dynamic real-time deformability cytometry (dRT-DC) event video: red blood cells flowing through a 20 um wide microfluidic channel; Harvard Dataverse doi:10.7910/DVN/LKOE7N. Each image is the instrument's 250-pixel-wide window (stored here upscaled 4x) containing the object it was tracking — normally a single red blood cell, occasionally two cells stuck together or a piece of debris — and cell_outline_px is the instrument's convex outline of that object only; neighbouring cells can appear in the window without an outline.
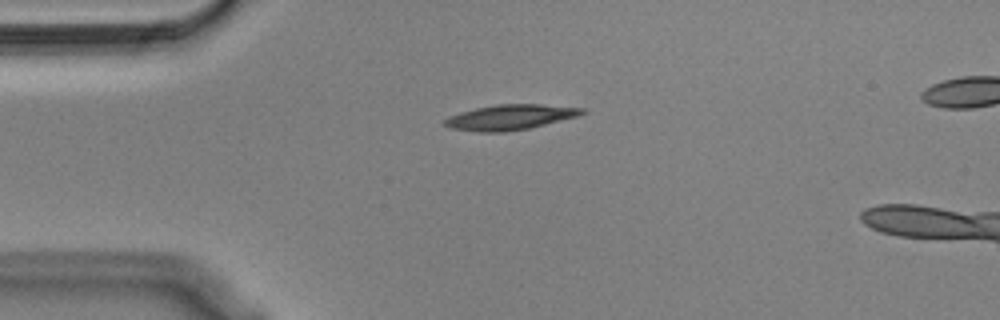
{"species": "Egyptian fruit bat (a non-hibernating species)", "species_latin": "Rousettus aegyptiacus", "temperature_condition": "cold", "stored_images_in_passage": 42, "camera_frame_rate_fps": 3000, "um_per_image_px": 0.085, "animal": {"sex": "male"}, "frame": {"image": 1, "passage_image": 1, "time_ms": 0.0, "image_size_px": [1000, 320], "cell_outline_px": [[588, 112], [576, 116], [528, 128], [504, 132], [476, 132], [448, 128], [444, 124], [444, 120], [448, 116], [460, 112], [476, 108], [496, 104], [540, 104], [584, 108]], "centroid_in_image_um": [43.31, 9.96], "position_along_channel_um": 41.7, "area_um2": 20.11}}
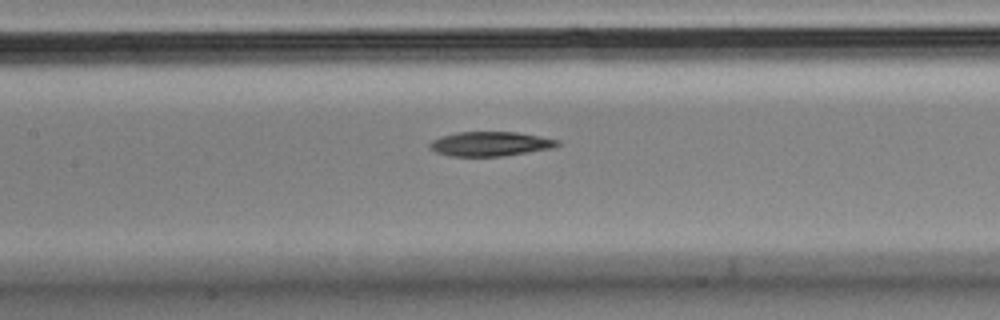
{"frame": {"image": 2, "passage_image": 13, "time_ms": 4.0, "image_size_px": [1000, 320], "cell_outline_px": [[560, 144], [552, 148], [504, 156], [452, 156], [436, 152], [428, 148], [428, 144], [432, 140], [440, 136], [456, 132], [516, 132], [560, 140]], "centroid_in_image_um": [41.64, 12.23], "position_along_channel_um": 165.8, "area_um2": 18.21}}
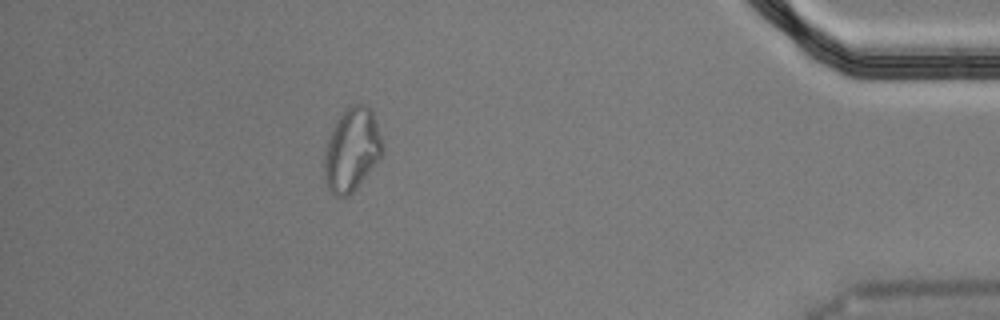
{"frame": {"image": 3, "passage_image": 37, "time_ms": 12.0, "image_size_px": [1000, 320], "cell_outline_px": [[384, 152], [356, 188], [348, 196], [336, 196], [328, 188], [324, 176], [324, 152], [332, 128], [336, 120], [348, 104], [364, 104], [372, 112], [384, 148]], "centroid_in_image_um": [29.88, 12.71], "position_along_channel_um": 405.3, "area_um2": 27.92}}